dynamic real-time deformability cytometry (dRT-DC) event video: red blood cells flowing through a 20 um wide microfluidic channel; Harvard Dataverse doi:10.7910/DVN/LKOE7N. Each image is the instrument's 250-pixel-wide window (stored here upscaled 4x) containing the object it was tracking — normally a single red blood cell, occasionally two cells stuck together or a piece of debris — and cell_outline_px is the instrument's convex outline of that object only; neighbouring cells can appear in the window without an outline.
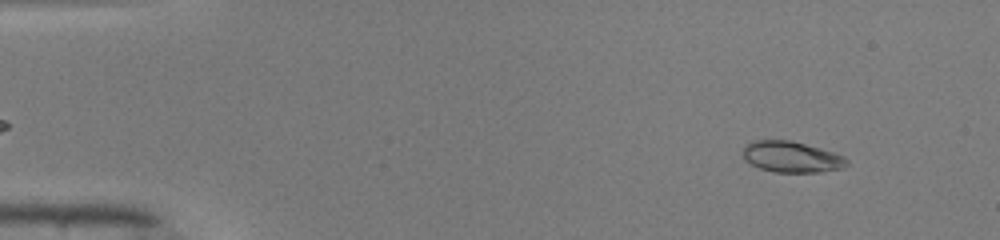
{"species": "common noctule bat (a hibernating species)", "species_latin": "Nyctalus noctula", "temperature_condition": "warm", "stored_images_in_passage": 48, "camera_frame_rate_fps": 3000, "um_per_image_px": 0.085, "animal": {"sex": "male", "body_mass_g": 19.0, "forearm_length_mm": 50.8}, "frame": {"image": 1, "passage_image": 4, "time_ms": 1.0, "image_size_px": [1000, 240], "cell_outline_px": [[848, 164], [844, 168], [820, 172], [772, 172], [760, 168], [744, 160], [744, 148], [752, 140], [792, 140], [820, 148], [844, 156], [848, 160]], "centroid_in_image_um": [67.3, 13.34], "position_along_channel_um": 17.7, "area_um2": 18.79}}
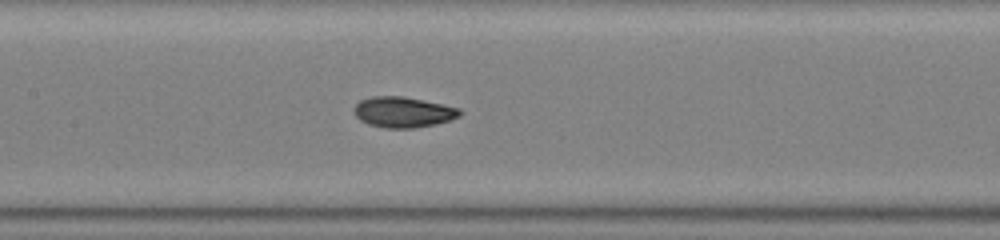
{"frame": {"image": 2, "passage_image": 23, "time_ms": 7.333, "image_size_px": [1000, 240], "cell_outline_px": [[460, 116], [436, 124], [412, 128], [384, 128], [368, 124], [360, 120], [356, 116], [356, 104], [360, 100], [372, 96], [404, 96], [460, 108]], "centroid_in_image_um": [34.26, 9.53], "position_along_channel_um": 173.1, "area_um2": 18.67}}
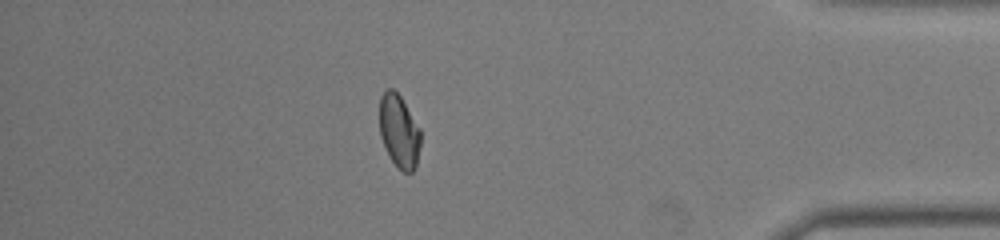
{"frame": {"image": 3, "passage_image": 42, "time_ms": 13.667, "image_size_px": [1000, 240], "cell_outline_px": [[420, 144], [416, 168], [412, 172], [404, 172], [392, 160], [380, 136], [380, 96], [388, 88], [392, 88], [400, 96], [420, 128]], "centroid_in_image_um": [33.93, 11.14], "position_along_channel_um": 401.3, "area_um2": 17.22}, "authors_computed_cell_mechanics": {"area_um2": 18.4382, "velocity_mm_per_s": 4.1525, "shape_relaxation_time_tau1_ms": 4.4061, "shape_relaxation_time_tau2_ms": 1.3093, "deformation_change_tau1": 0.1663, "deformation_change_tau2": 0.0426}}